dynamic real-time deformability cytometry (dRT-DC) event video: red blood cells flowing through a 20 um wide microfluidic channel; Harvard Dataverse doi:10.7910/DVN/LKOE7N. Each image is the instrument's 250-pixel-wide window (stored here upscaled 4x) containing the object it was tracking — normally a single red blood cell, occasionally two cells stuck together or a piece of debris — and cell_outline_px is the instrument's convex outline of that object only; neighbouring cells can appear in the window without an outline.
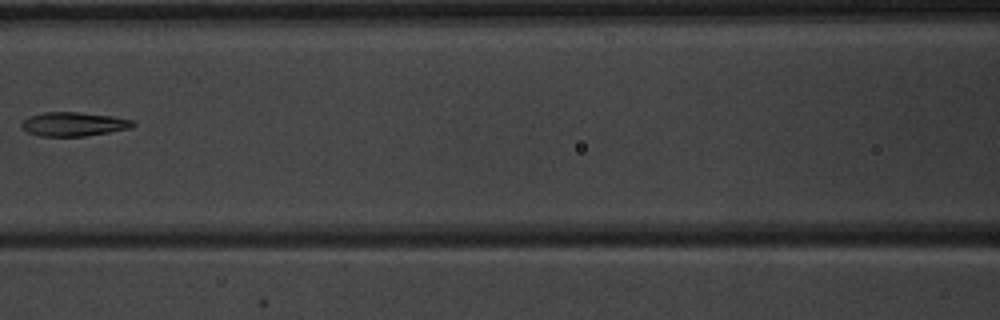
{"species": "common noctule bat (a hibernating species)", "species_latin": "Nyctalus noctula", "temperature_condition": "warm", "stored_images_in_passage": 7, "camera_frame_rate_fps": 3000, "um_per_image_px": 0.085, "animal": {"sex": "male", "body_mass_g": 20.1, "forearm_length_mm": 53.5}, "frame": {"image": 1, "passage_image": 7, "time_ms": 8.0, "image_size_px": [1000, 320], "cell_outline_px": [[136, 124], [132, 128], [84, 136], [40, 136], [28, 132], [20, 124], [28, 116], [44, 112], [80, 112], [112, 116], [132, 120]], "centroid_in_image_um": [6.27, 10.54], "position_along_channel_um": 160.3, "area_um2": 15.49}}